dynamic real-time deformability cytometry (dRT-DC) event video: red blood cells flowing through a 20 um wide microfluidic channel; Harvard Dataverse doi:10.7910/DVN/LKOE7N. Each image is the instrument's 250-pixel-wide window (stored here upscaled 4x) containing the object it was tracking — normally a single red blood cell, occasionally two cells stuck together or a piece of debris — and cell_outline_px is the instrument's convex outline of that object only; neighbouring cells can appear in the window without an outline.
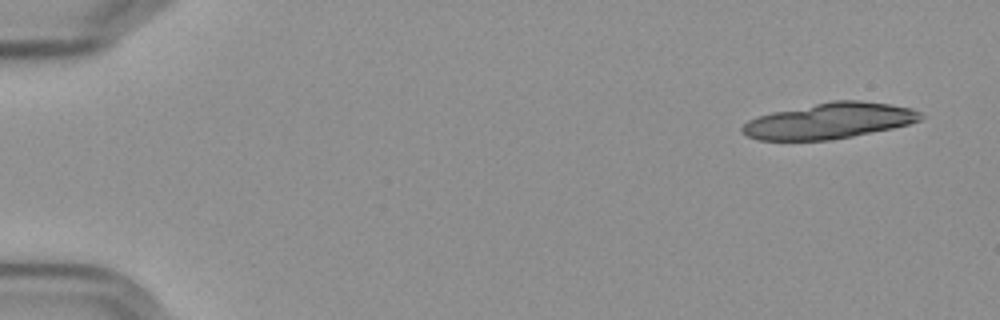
{"species": "Egyptian fruit bat (a non-hibernating species)", "species_latin": "Rousettus aegyptiacus", "temperature_condition": "cold", "stored_images_in_passage": 17, "camera_frame_rate_fps": 3000, "um_per_image_px": 0.085, "frame": {"image": 1, "passage_image": 1, "time_ms": 0.0, "image_size_px": [1000, 320], "cell_outline_px": [[924, 116], [920, 120], [908, 124], [892, 128], [852, 136], [828, 140], [756, 140], [740, 132], [740, 128], [748, 120], [756, 116], [772, 112], [832, 100], [860, 100], [888, 104], [912, 108], [920, 112]], "centroid_in_image_um": [70.45, 10.27], "position_along_channel_um": 14.5, "area_um2": 37.17}}